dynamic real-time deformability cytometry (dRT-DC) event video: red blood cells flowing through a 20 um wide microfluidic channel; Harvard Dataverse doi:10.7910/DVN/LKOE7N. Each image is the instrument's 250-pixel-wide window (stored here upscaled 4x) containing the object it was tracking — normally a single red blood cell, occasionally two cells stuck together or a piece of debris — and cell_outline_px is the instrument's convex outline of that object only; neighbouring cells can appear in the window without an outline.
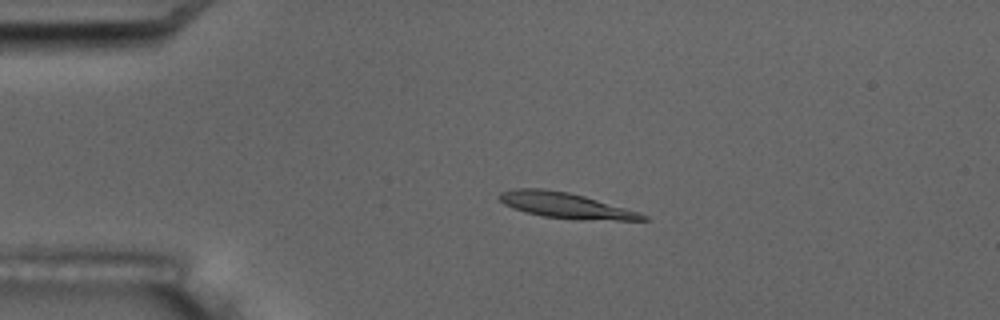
{"species": "common noctule bat (a hibernating species)", "species_latin": "Nyctalus noctula", "temperature_condition": "room temperature", "stored_images_in_passage": 10, "camera_frame_rate_fps": 3000, "um_per_image_px": 0.085, "animal": {"sex": "male", "body_mass_g": 17.5, "forearm_length_mm": 52.3}, "frame": {"image": 1, "passage_image": 2, "time_ms": 1.333, "image_size_px": [1000, 320], "cell_outline_px": [[648, 220], [572, 220], [544, 216], [524, 212], [512, 208], [504, 204], [496, 196], [500, 192], [512, 188], [544, 188], [568, 192], [584, 196], [640, 212], [648, 216]], "centroid_in_image_um": [48.04, 17.46], "position_along_channel_um": 37.0, "area_um2": 21.68}}
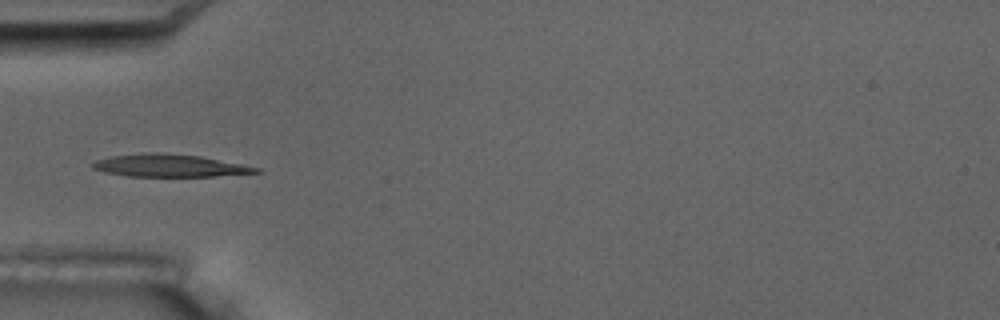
{"frame": {"image": 2, "passage_image": 4, "time_ms": 3.333, "image_size_px": [1000, 320], "cell_outline_px": [[264, 172], [216, 176], [128, 176], [104, 172], [92, 168], [92, 164], [96, 160], [112, 156], [148, 152], [160, 152], [200, 156], [244, 164], [260, 168]], "centroid_in_image_um": [14.46, 14.07], "position_along_channel_um": 70.5, "area_um2": 21.5}}
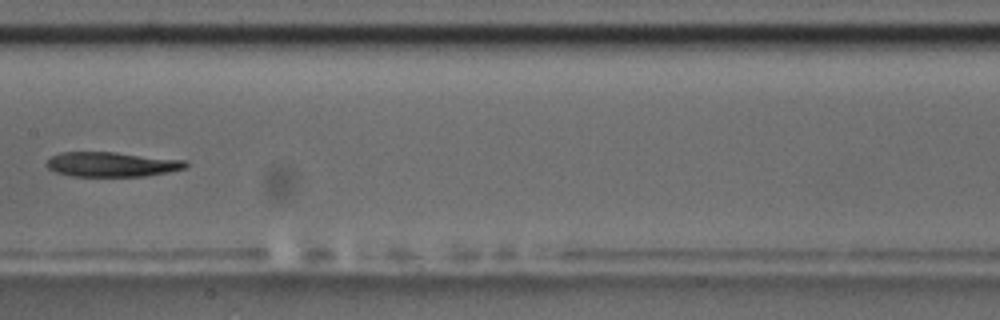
{"frame": {"image": 3, "passage_image": 7, "time_ms": 7.0, "image_size_px": [1000, 320], "cell_outline_px": [[188, 164], [184, 168], [168, 172], [144, 176], [72, 176], [56, 172], [48, 168], [44, 164], [52, 156], [60, 152], [116, 152], [188, 160]], "centroid_in_image_um": [9.51, 13.96], "position_along_channel_um": 197.9, "area_um2": 20.11}}